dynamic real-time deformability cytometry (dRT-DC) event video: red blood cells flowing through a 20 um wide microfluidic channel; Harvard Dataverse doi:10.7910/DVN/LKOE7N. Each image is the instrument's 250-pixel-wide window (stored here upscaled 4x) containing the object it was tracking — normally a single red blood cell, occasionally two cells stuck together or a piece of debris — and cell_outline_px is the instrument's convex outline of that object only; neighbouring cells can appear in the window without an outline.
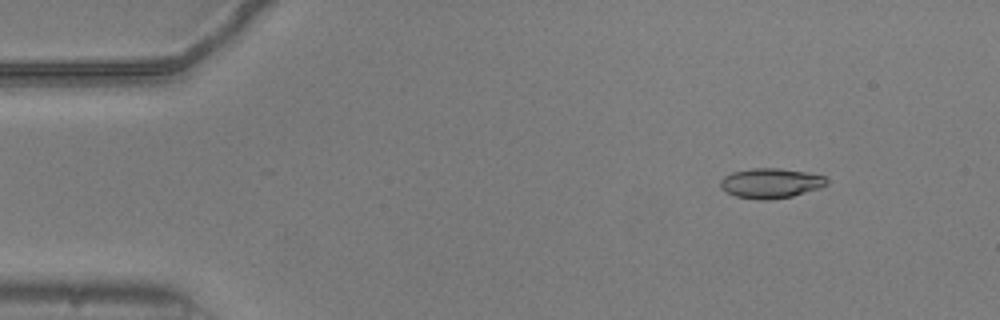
{"species": "common noctule bat (a hibernating species)", "species_latin": "Nyctalus noctula", "temperature_condition": "warm", "stored_images_in_passage": 8, "camera_frame_rate_fps": 3000, "um_per_image_px": 0.085, "animal": {"sex": "male", "body_mass_g": 20.5, "forearm_length_mm": 52.5}, "frame": {"image": 1, "passage_image": 1, "time_ms": 0.0, "image_size_px": [1000, 320], "cell_outline_px": [[828, 184], [820, 188], [792, 196], [768, 200], [760, 200], [736, 196], [720, 188], [720, 180], [724, 176], [732, 172], [752, 168], [780, 168], [804, 172], [824, 176], [828, 180]], "centroid_in_image_um": [65.5, 15.57], "position_along_channel_um": 19.5, "area_um2": 18.5}}